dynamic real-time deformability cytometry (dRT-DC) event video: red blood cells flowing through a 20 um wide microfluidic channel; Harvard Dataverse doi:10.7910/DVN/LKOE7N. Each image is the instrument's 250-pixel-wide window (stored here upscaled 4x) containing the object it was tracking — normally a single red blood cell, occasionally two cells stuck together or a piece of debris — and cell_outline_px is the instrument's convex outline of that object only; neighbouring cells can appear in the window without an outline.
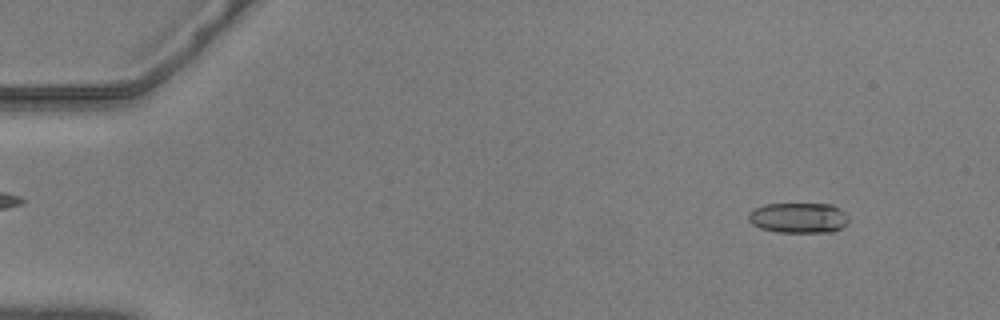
{"species": "common noctule bat (a hibernating species)", "species_latin": "Nyctalus noctula", "temperature_condition": "warm", "stored_images_in_passage": 55, "camera_frame_rate_fps": 3000, "um_per_image_px": 0.085, "animal": {"sex": "male", "body_mass_g": 20.5, "forearm_length_mm": 52.5}, "frame": {"image": 1, "passage_image": 4, "time_ms": 1.0, "image_size_px": [1000, 320], "cell_outline_px": [[848, 224], [832, 232], [776, 232], [760, 228], [752, 224], [748, 220], [748, 212], [752, 208], [764, 204], [832, 204], [844, 212], [848, 216]], "centroid_in_image_um": [67.84, 18.51], "position_along_channel_um": 17.2, "area_um2": 17.92}}
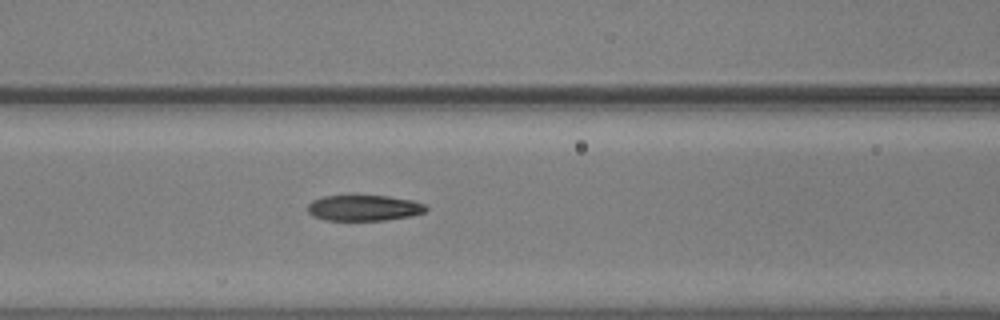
{"frame": {"image": 2, "passage_image": 23, "time_ms": 7.333, "image_size_px": [1000, 320], "cell_outline_px": [[428, 208], [424, 212], [412, 216], [384, 220], [324, 220], [312, 216], [308, 212], [308, 204], [312, 200], [324, 196], [388, 196], [412, 200], [424, 204]], "centroid_in_image_um": [30.92, 17.68], "position_along_channel_um": 135.7, "area_um2": 17.74}}
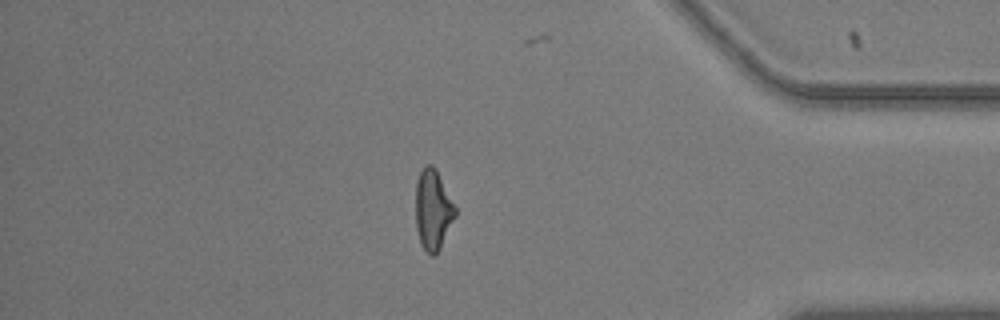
{"frame": {"image": 3, "passage_image": 47, "time_ms": 15.333, "image_size_px": [1000, 320], "cell_outline_px": [[456, 216], [436, 256], [432, 256], [420, 244], [416, 228], [416, 180], [424, 164], [432, 164], [436, 168], [456, 208]], "centroid_in_image_um": [36.8, 17.82], "position_along_channel_um": 398.4, "area_um2": 18.61}, "authors_computed_cell_mechanics": {"area_um2": 18.5538, "velocity_mm_per_s": 3.6367, "shape_relaxation_time_tau1_ms": 3.6277, "shape_relaxation_time_tau2_ms": 3.2462, "deformation_change_tau1": 0.1527, "deformation_change_tau2": 0.1287}}